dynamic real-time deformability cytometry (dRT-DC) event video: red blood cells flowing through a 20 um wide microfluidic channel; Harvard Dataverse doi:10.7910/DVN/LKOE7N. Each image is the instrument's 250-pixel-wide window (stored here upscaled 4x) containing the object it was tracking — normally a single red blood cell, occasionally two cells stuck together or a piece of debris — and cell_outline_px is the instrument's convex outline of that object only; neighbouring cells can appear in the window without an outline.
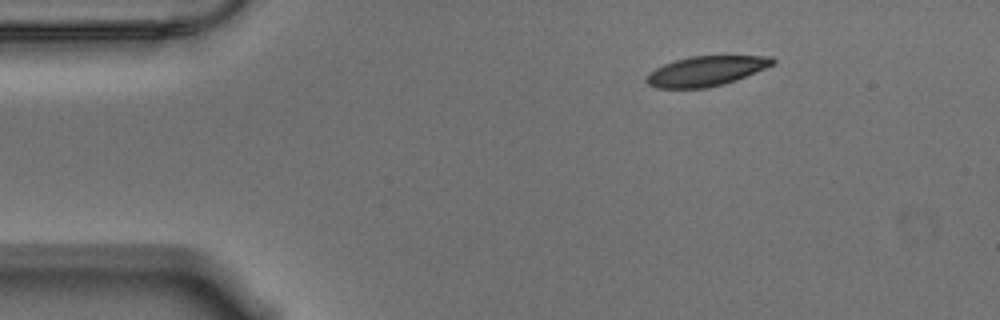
{"species": "Egyptian fruit bat (a non-hibernating species)", "species_latin": "Rousettus aegyptiacus", "temperature_condition": "warm", "stored_images_in_passage": 49, "camera_frame_rate_fps": 3000, "um_per_image_px": 0.085, "animal": {"sex": "male"}, "frame": {"image": 1, "passage_image": 1, "time_ms": 0.0, "image_size_px": [1000, 320], "cell_outline_px": [[776, 64], [736, 80], [724, 84], [704, 88], [656, 88], [648, 84], [644, 80], [648, 72], [664, 64], [688, 56], [772, 56], [776, 60]], "centroid_in_image_um": [60.01, 6.04], "position_along_channel_um": 25.0, "area_um2": 22.08}}
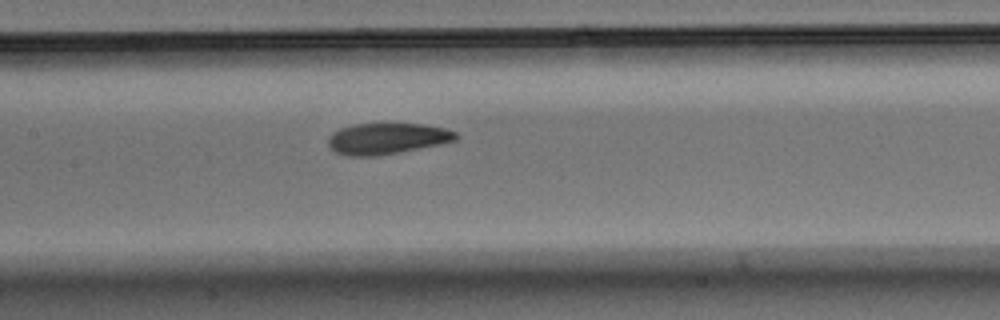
{"frame": {"image": 2, "passage_image": 19, "time_ms": 6.0, "image_size_px": [1000, 320], "cell_outline_px": [[460, 136], [456, 140], [440, 144], [376, 156], [348, 156], [336, 152], [328, 144], [328, 136], [332, 132], [340, 128], [352, 124], [424, 124], [444, 128], [456, 132]], "centroid_in_image_um": [32.88, 11.77], "position_along_channel_um": 174.5, "area_um2": 23.06}}
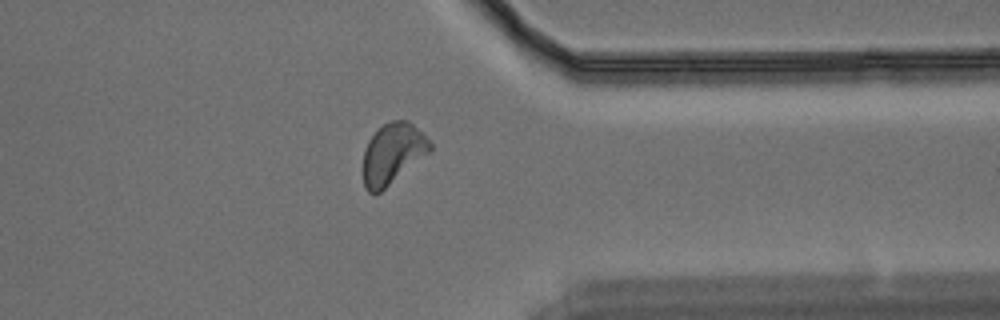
{"frame": {"image": 3, "passage_image": 37, "time_ms": 12.0, "image_size_px": [1000, 320], "cell_outline_px": [[432, 152], [376, 196], [368, 192], [364, 188], [364, 148], [368, 140], [384, 124], [392, 120], [408, 120], [424, 132], [432, 144]], "centroid_in_image_um": [33.42, 13.08], "position_along_channel_um": 378.0, "area_um2": 24.22}, "authors_computed_cell_mechanics": {"area_um2": 23.3512, "velocity_mm_per_s": 3.5209, "shape_relaxation_time_tau1_ms": 5.6095, "shape_relaxation_time_tau2_ms": 2.754, "deformation_change_tau1": 0.1511, "deformation_change_tau2": 0.0882}}